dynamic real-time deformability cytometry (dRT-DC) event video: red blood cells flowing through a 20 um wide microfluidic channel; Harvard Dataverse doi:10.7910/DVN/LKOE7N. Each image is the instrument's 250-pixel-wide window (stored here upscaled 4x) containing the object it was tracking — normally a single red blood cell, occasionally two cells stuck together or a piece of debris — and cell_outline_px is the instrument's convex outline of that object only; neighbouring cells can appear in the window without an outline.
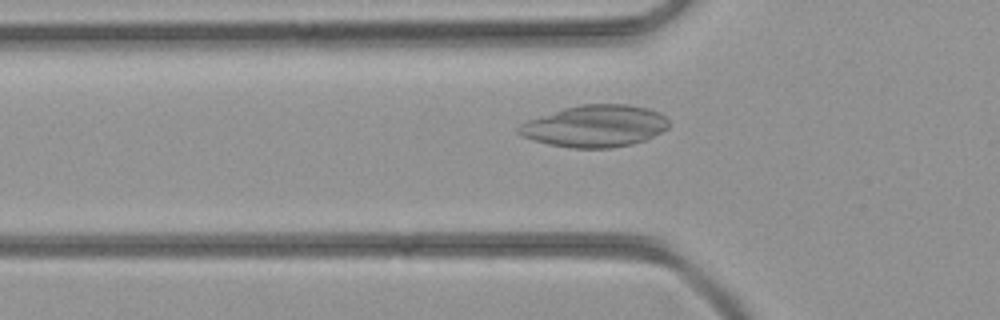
{"species": "common noctule bat (a hibernating species)", "species_latin": "Nyctalus noctula", "temperature_condition": "room temperature", "stored_images_in_passage": 37, "camera_frame_rate_fps": 3000, "um_per_image_px": 0.085, "animal": {"sex": "female", "body_mass_g": 21.9}, "frame": {"image": 1, "passage_image": 8, "time_ms": 2.333, "image_size_px": [1000, 320], "cell_outline_px": [[668, 128], [644, 140], [632, 144], [612, 148], [572, 148], [548, 144], [532, 140], [516, 132], [516, 128], [520, 124], [528, 120], [564, 108], [580, 104], [628, 104], [648, 108], [660, 112], [668, 120]], "centroid_in_image_um": [50.57, 10.71], "position_along_channel_um": 75.2, "area_um2": 36.65}}
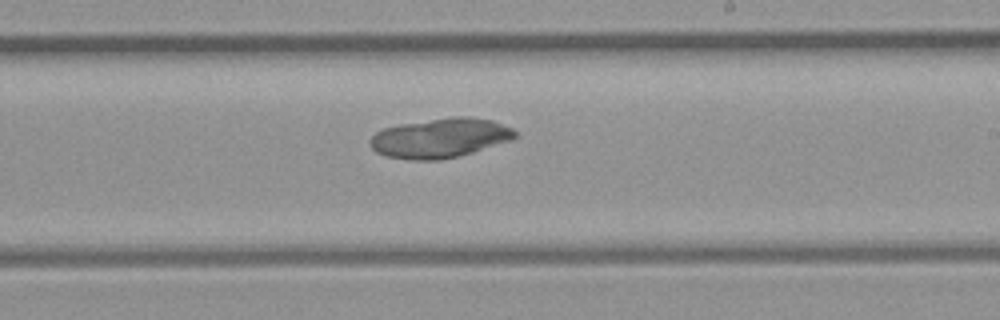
{"frame": {"image": 2, "passage_image": 19, "time_ms": 6.0, "image_size_px": [1000, 320], "cell_outline_px": [[516, 136], [512, 140], [472, 152], [440, 160], [412, 160], [388, 156], [376, 152], [368, 144], [368, 140], [376, 132], [384, 128], [400, 124], [456, 116], [468, 116], [492, 120], [512, 128], [516, 132]], "centroid_in_image_um": [37.39, 11.73], "position_along_channel_um": 251.6, "area_um2": 33.23}}
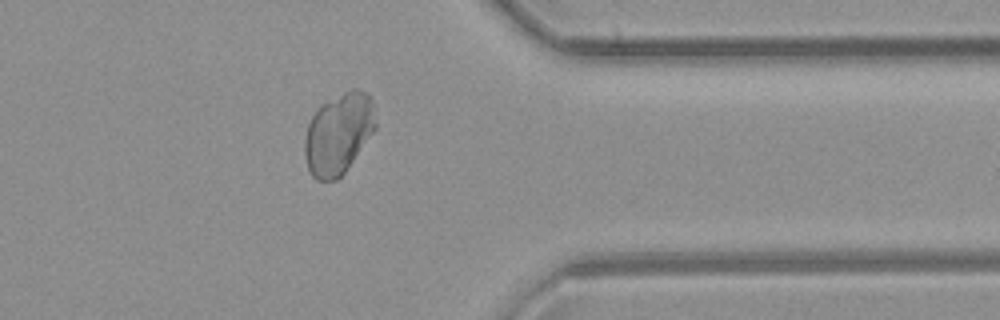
{"frame": {"image": 3, "passage_image": 28, "time_ms": 9.0, "image_size_px": [1000, 320], "cell_outline_px": [[376, 128], [344, 172], [336, 180], [316, 180], [312, 176], [308, 168], [304, 152], [304, 136], [308, 124], [316, 108], [320, 104], [352, 88], [360, 88], [372, 96], [376, 124]], "centroid_in_image_um": [28.77, 11.32], "position_along_channel_um": 382.6, "area_um2": 33.64}}